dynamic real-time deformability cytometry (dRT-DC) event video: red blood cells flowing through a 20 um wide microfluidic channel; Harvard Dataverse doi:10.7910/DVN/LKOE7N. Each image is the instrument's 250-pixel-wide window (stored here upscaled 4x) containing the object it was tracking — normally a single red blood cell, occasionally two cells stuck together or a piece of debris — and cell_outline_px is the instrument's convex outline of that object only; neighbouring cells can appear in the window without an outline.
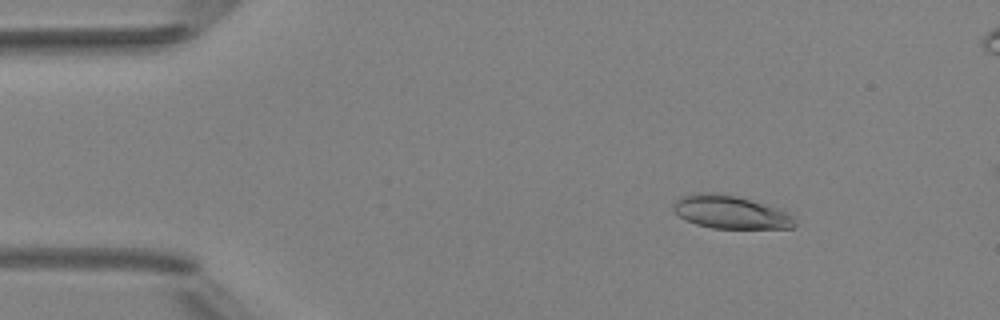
{"species": "Egyptian fruit bat (a non-hibernating species)", "species_latin": "Rousettus aegyptiacus", "temperature_condition": "room temperature", "stored_images_in_passage": 5, "camera_frame_rate_fps": 3000, "um_per_image_px": 0.085, "animal": {"sex": "female"}, "frame": {"image": 1, "passage_image": 2, "time_ms": 1.333, "image_size_px": [1000, 320], "cell_outline_px": [[796, 224], [792, 228], [712, 228], [696, 224], [680, 216], [672, 208], [672, 204], [676, 200], [684, 196], [704, 192], [736, 196], [784, 208], [792, 216]], "centroid_in_image_um": [62.16, 18.03], "position_along_channel_um": 22.8, "area_um2": 23.29}}